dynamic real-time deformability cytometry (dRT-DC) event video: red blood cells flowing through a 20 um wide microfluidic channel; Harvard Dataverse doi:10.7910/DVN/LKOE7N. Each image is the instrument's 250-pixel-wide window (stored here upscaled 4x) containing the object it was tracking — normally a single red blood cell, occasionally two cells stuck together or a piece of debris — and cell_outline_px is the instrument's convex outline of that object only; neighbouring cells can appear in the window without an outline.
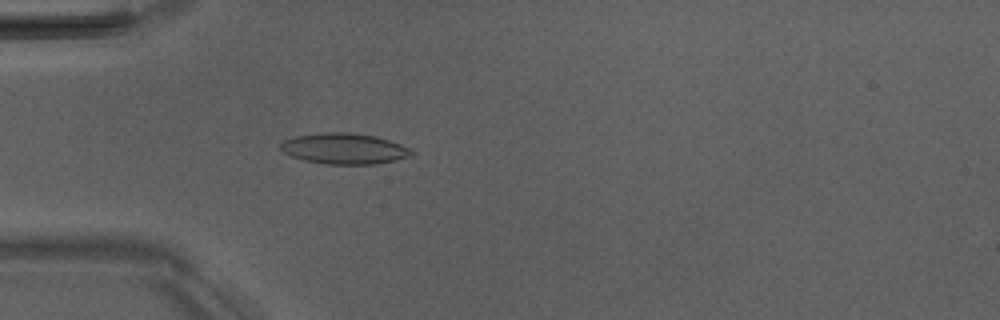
{"species": "Egyptian fruit bat (a non-hibernating species)", "species_latin": "Rousettus aegyptiacus", "temperature_condition": "room temperature", "stored_images_in_passage": 52, "camera_frame_rate_fps": 3000, "um_per_image_px": 0.085, "animal": {"sex": "male"}, "frame": {"image": 1, "passage_image": 16, "time_ms": 5.0, "image_size_px": [1000, 320], "cell_outline_px": [[416, 152], [408, 156], [396, 160], [376, 164], [324, 164], [304, 160], [292, 156], [284, 152], [280, 148], [280, 144], [284, 140], [296, 136], [320, 132], [348, 132], [376, 136], [400, 144]], "centroid_in_image_um": [29.25, 12.63], "position_along_channel_um": 55.8, "area_um2": 23.47}}
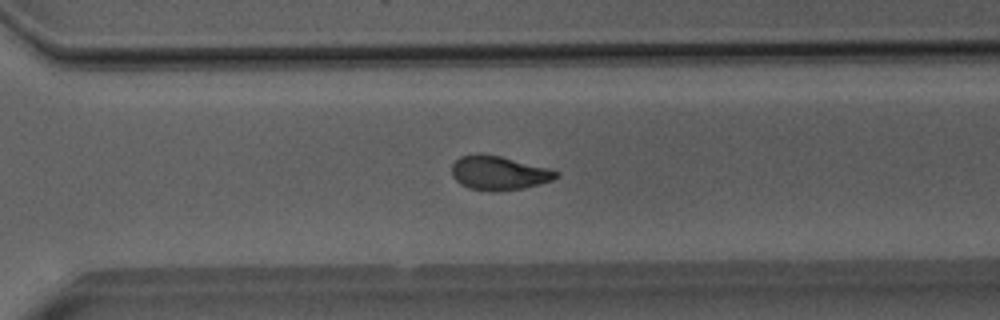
{"frame": {"image": 2, "passage_image": 37, "time_ms": 12.0, "image_size_px": [1000, 320], "cell_outline_px": [[560, 176], [552, 180], [540, 184], [524, 188], [496, 192], [492, 192], [468, 188], [460, 184], [452, 176], [452, 164], [460, 156], [476, 152], [480, 152], [500, 156], [548, 168], [560, 172]], "centroid_in_image_um": [42.38, 14.7], "position_along_channel_um": 328.2, "area_um2": 21.04}}
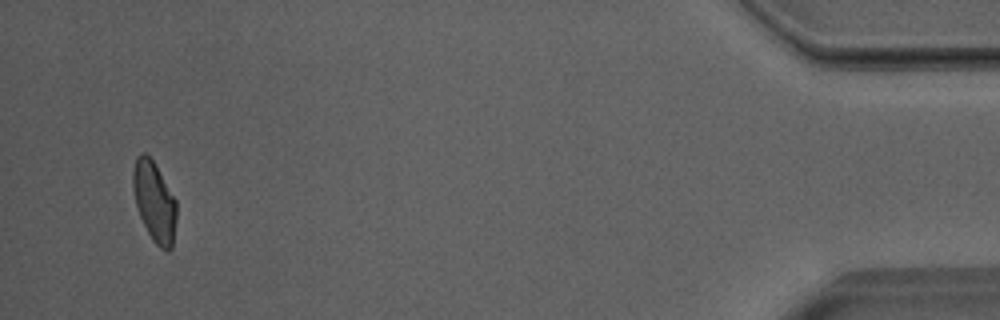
{"frame": {"image": 3, "passage_image": 50, "time_ms": 16.333, "image_size_px": [1000, 320], "cell_outline_px": [[176, 220], [172, 248], [168, 252], [160, 248], [152, 240], [136, 208], [132, 188], [132, 172], [136, 156], [140, 152], [144, 152], [152, 160], [176, 200]], "centroid_in_image_um": [13.1, 17.15], "position_along_channel_um": 422.1, "area_um2": 20.35}, "authors_computed_cell_mechanics": {"area_um2": 21.5305, "velocity_mm_per_s": 3.9996, "shape_relaxation_time_tau1_ms": 5.5705, "shape_relaxation_time_tau2_ms": 2.1269, "deformation_change_tau1": 0.1667, "deformation_change_tau2": 0.0828}}